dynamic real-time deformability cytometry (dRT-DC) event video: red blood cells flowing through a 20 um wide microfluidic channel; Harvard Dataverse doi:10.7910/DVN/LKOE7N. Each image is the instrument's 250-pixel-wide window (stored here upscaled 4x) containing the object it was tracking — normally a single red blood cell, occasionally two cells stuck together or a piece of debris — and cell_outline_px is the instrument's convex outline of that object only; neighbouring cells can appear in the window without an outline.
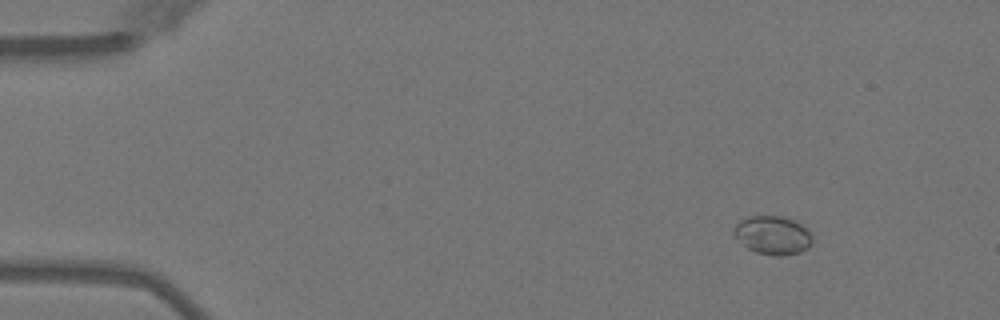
{"species": "Egyptian fruit bat (a non-hibernating species)", "species_latin": "Rousettus aegyptiacus", "temperature_condition": "warm", "stored_images_in_passage": 4, "camera_frame_rate_fps": 3000, "um_per_image_px": 0.085, "animal": {"sex": "female"}, "frame": {"image": 1, "passage_image": 1, "time_ms": 0.0, "image_size_px": [1000, 320], "cell_outline_px": [[812, 244], [808, 248], [800, 252], [784, 256], [776, 256], [756, 252], [748, 248], [732, 232], [732, 228], [740, 220], [748, 216], [784, 216], [796, 220], [812, 236]], "centroid_in_image_um": [65.69, 19.98], "position_along_channel_um": 19.3, "area_um2": 17.63}}
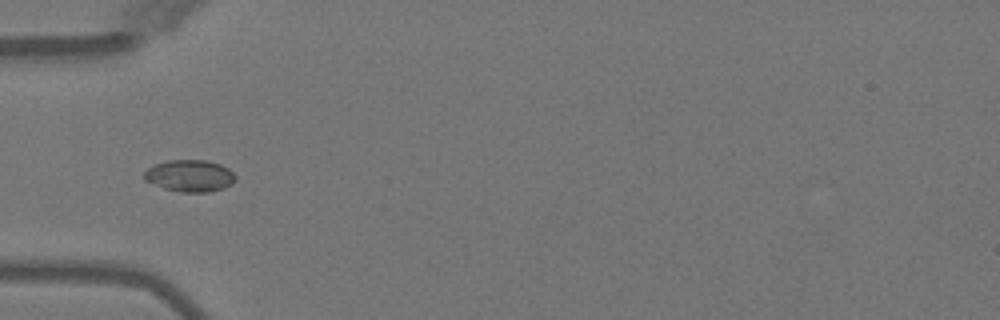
{"frame": {"image": 2, "passage_image": 4, "time_ms": 3.667, "image_size_px": [1000, 320], "cell_outline_px": [[236, 180], [232, 184], [224, 188], [208, 192], [180, 192], [164, 188], [144, 180], [144, 172], [148, 168], [156, 164], [168, 160], [204, 160], [220, 164], [228, 168], [236, 176]], "centroid_in_image_um": [16.15, 14.94], "position_along_channel_um": 68.9, "area_um2": 16.94}}